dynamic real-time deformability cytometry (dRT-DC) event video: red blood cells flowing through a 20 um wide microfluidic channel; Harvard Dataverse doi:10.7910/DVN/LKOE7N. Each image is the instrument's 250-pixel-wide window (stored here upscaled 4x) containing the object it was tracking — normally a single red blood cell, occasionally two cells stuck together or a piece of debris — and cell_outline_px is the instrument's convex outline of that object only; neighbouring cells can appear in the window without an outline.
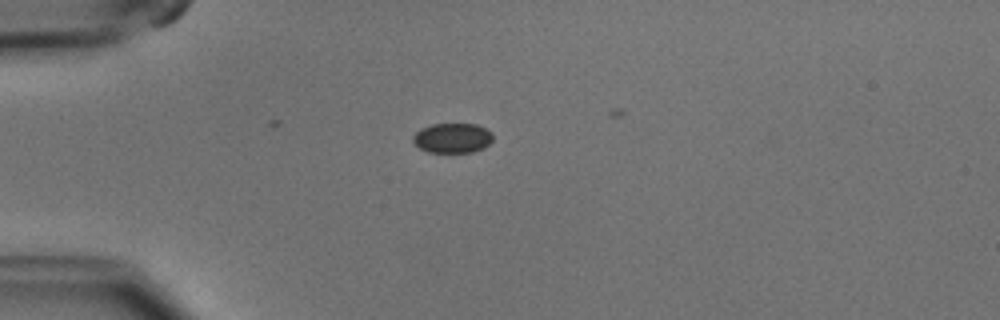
{"species": "common noctule bat (a hibernating species)", "species_latin": "Nyctalus noctula", "temperature_condition": "cold", "stored_images_in_passage": 7, "camera_frame_rate_fps": 3000, "um_per_image_px": 0.085, "animal": {"sex": "male", "body_mass_g": 15.6}, "frame": {"image": 1, "passage_image": 1, "time_ms": 0.0, "image_size_px": [1000, 320], "cell_outline_px": [[492, 140], [484, 148], [472, 152], [428, 152], [420, 148], [412, 140], [412, 136], [420, 128], [432, 124], [476, 124], [492, 132]], "centroid_in_image_um": [38.45, 11.73], "position_along_channel_um": 46.6, "area_um2": 13.87}}
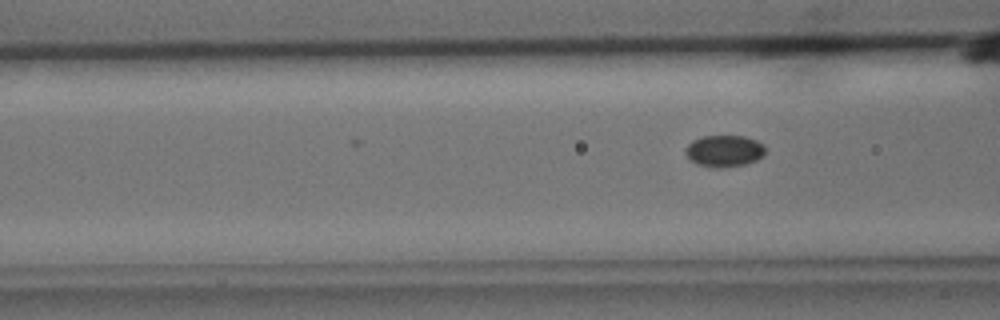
{"frame": {"image": 2, "passage_image": 7, "time_ms": 2.0, "image_size_px": [1000, 320], "cell_outline_px": [[764, 156], [756, 160], [744, 164], [724, 168], [716, 168], [696, 164], [684, 152], [684, 148], [692, 140], [704, 136], [744, 136], [756, 140], [764, 144]], "centroid_in_image_um": [61.55, 12.83], "position_along_channel_um": 105.0, "area_um2": 14.8}}